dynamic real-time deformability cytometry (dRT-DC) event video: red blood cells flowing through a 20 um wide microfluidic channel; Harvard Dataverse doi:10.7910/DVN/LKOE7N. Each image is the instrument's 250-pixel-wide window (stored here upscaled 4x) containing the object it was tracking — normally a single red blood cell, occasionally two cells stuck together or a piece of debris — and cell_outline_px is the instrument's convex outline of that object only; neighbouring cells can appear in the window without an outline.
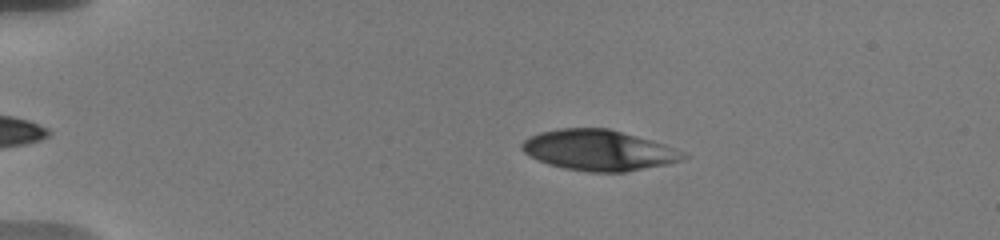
{"species": "human", "species_latin": "Homo sapiens", "temperature_condition": "warm", "stored_images_in_passage": 43, "camera_frame_rate_fps": 3000, "um_per_image_px": 0.085, "donor": {"sex": "male"}, "frame": {"image": 1, "passage_image": 2, "time_ms": 0.667, "image_size_px": [1000, 240], "cell_outline_px": [[692, 156], [668, 164], [624, 172], [588, 172], [564, 168], [548, 164], [524, 152], [520, 148], [520, 144], [524, 140], [540, 132], [560, 128], [608, 128], [652, 140], [664, 144], [684, 152]], "centroid_in_image_um": [50.92, 12.77], "position_along_channel_um": 34.1, "area_um2": 38.09}}
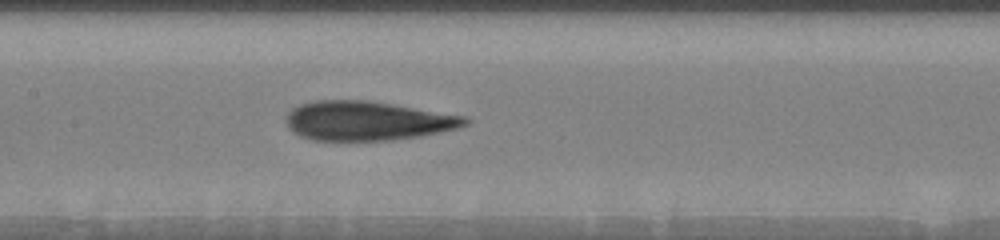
{"frame": {"image": 2, "passage_image": 16, "time_ms": 6.333, "image_size_px": [1000, 240], "cell_outline_px": [[472, 120], [468, 124], [456, 128], [420, 136], [392, 140], [312, 140], [300, 136], [288, 128], [288, 112], [292, 108], [300, 104], [316, 100], [368, 100], [464, 116]], "centroid_in_image_um": [31.21, 10.27], "position_along_channel_um": 176.2, "area_um2": 40.63}}
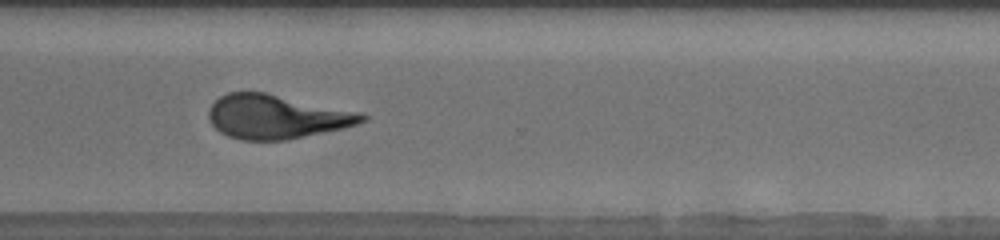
{"frame": {"image": 3, "passage_image": 30, "time_ms": 11.0, "image_size_px": [1000, 240], "cell_outline_px": [[368, 120], [344, 128], [284, 140], [240, 140], [228, 136], [220, 132], [212, 124], [208, 116], [208, 112], [212, 104], [220, 96], [228, 92], [264, 92], [356, 112], [368, 116]], "centroid_in_image_um": [23.45, 9.93], "position_along_channel_um": 347.2, "area_um2": 38.73}, "authors_computed_cell_mechanics": {"area_um2": 40.1132, "velocity_mm_per_s": 3.6799, "shape_relaxation_time_tau1_ms": 5.7509, "shape_relaxation_time_tau2_ms": 1.7179, "deformation_change_tau1": 0.2005, "deformation_change_tau2": 0.1037}}